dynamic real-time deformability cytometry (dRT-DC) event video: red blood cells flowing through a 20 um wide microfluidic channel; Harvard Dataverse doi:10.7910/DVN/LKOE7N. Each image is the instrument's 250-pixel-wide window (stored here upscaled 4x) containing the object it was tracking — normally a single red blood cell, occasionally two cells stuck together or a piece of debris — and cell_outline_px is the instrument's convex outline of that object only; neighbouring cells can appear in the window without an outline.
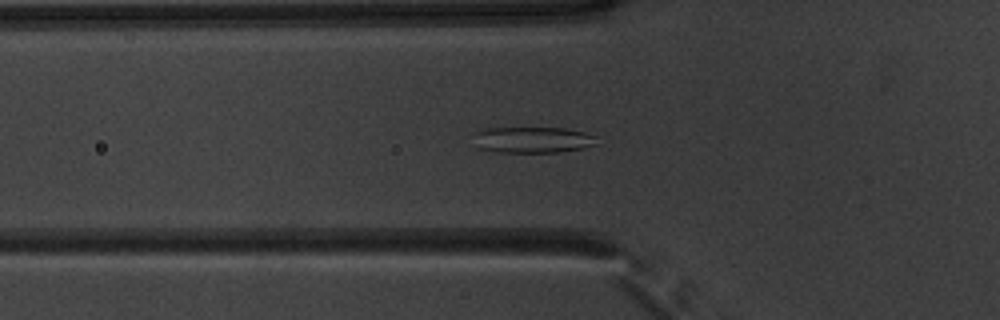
{"species": "common noctule bat (a hibernating species)", "species_latin": "Nyctalus noctula", "temperature_condition": "warm", "stored_images_in_passage": 45, "camera_frame_rate_fps": 3000, "um_per_image_px": 0.085, "animal": {"sex": "male", "body_mass_g": 20.1, "forearm_length_mm": 53.5}, "frame": {"image": 1, "passage_image": 18, "time_ms": 5.667, "image_size_px": [1000, 320], "cell_outline_px": [[596, 144], [584, 148], [560, 152], [496, 152], [480, 148], [472, 132], [488, 128], [564, 128], [584, 132], [596, 136]], "centroid_in_image_um": [45.3, 11.88], "position_along_channel_um": 80.5, "area_um2": 18.67}}
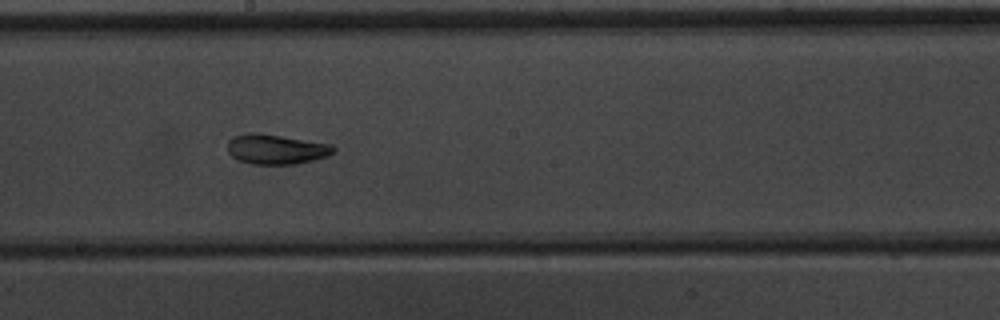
{"frame": {"image": 2, "passage_image": 29, "time_ms": 9.333, "image_size_px": [1000, 320], "cell_outline_px": [[336, 152], [328, 156], [296, 164], [252, 164], [240, 160], [232, 156], [228, 152], [228, 140], [232, 136], [252, 132], [260, 132], [332, 144], [336, 148]], "centroid_in_image_um": [23.49, 12.67], "position_along_channel_um": 224.7, "area_um2": 18.67}}
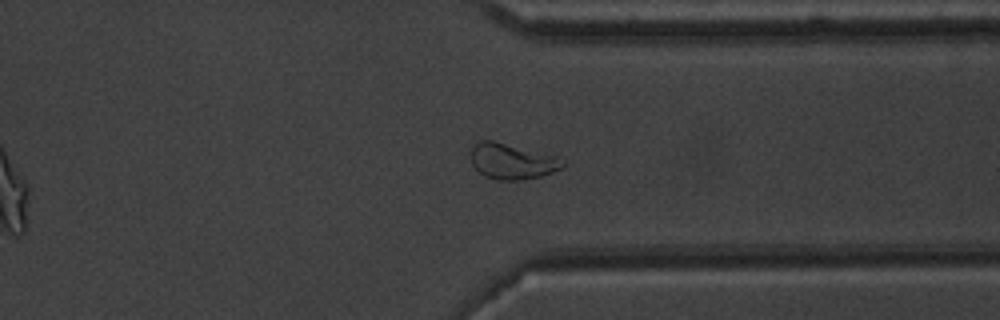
{"frame": {"image": 3, "passage_image": 40, "time_ms": 13.0, "image_size_px": [1000, 320], "cell_outline_px": [[568, 164], [552, 172], [540, 176], [520, 180], [496, 180], [484, 176], [472, 164], [472, 148], [480, 140], [492, 140], [556, 156], [564, 160]], "centroid_in_image_um": [43.54, 13.72], "position_along_channel_um": 367.9, "area_um2": 18.9}, "authors_computed_cell_mechanics": {"area_um2": 19.1318, "velocity_mm_per_s": 3.9176, "shape_relaxation_time_tau1_ms": 4.4686, "shape_relaxation_time_tau2_ms": 2.0272, "deformation_change_tau1": 0.127, "deformation_change_tau2": 0.0766}}